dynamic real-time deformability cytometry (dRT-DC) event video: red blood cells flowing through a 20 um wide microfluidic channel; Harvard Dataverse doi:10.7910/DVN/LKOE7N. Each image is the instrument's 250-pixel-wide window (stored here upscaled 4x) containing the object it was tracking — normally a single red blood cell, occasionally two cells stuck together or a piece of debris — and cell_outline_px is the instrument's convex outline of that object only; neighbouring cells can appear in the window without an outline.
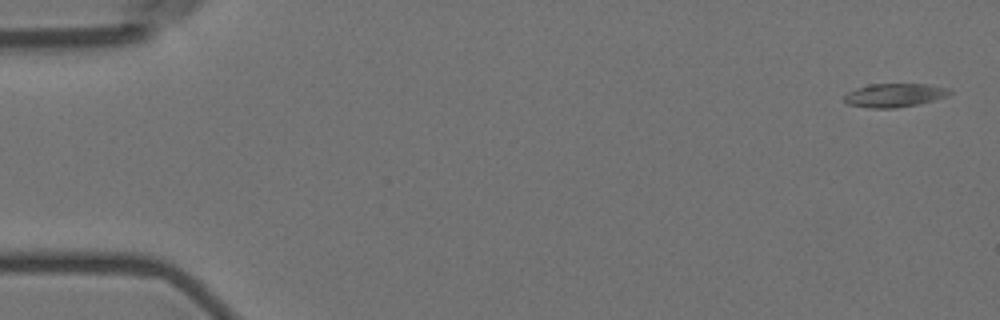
{"species": "Egyptian fruit bat (a non-hibernating species)", "species_latin": "Rousettus aegyptiacus", "temperature_condition": "room temperature", "stored_images_in_passage": 6, "camera_frame_rate_fps": 3000, "um_per_image_px": 0.085, "animal": {"sex": "female"}, "frame": {"image": 1, "passage_image": 1, "time_ms": 0.0, "image_size_px": [1000, 320], "cell_outline_px": [[952, 92], [948, 96], [920, 104], [896, 108], [872, 108], [848, 104], [844, 100], [844, 96], [848, 92], [856, 88], [872, 84], [924, 84], [948, 88]], "centroid_in_image_um": [76.05, 8.1], "position_along_channel_um": 9.0, "area_um2": 14.45}}
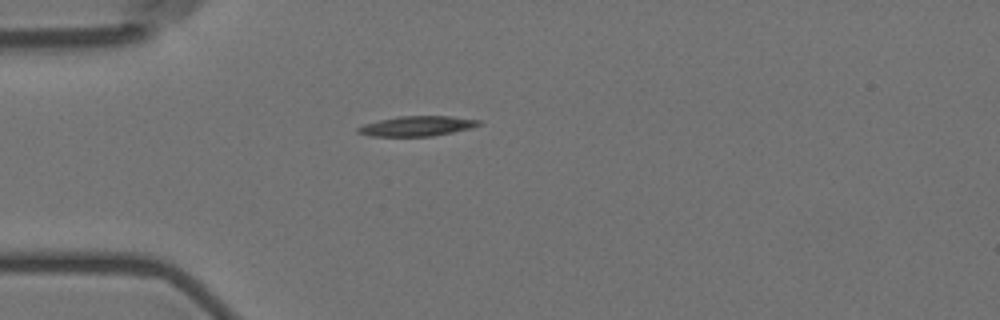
{"frame": {"image": 2, "passage_image": 5, "time_ms": 4.667, "image_size_px": [1000, 320], "cell_outline_px": [[484, 124], [472, 128], [432, 136], [368, 136], [356, 132], [356, 128], [364, 124], [380, 120], [400, 116], [448, 116], [480, 120]], "centroid_in_image_um": [35.46, 10.72], "position_along_channel_um": 49.5, "area_um2": 14.1}}